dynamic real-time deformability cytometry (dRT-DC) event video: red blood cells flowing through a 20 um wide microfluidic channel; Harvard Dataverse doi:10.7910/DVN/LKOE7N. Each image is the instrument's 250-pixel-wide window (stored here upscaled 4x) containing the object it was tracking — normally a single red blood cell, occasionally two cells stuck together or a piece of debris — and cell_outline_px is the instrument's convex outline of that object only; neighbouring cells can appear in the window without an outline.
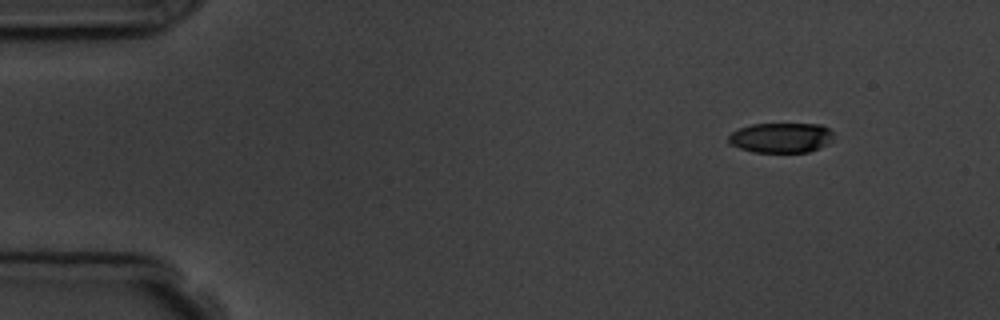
{"species": "common noctule bat (a hibernating species)", "species_latin": "Nyctalus noctula", "temperature_condition": "room temperature", "stored_images_in_passage": 4, "segment_of_instrument_passage": [1, 2], "camera_frame_rate_fps": 3000, "um_per_image_px": 0.085, "animal": {"sex": "male", "body_mass_g": 19.5, "forearm_length_mm": 54.6}, "frame": {"image": 1, "passage_image": 1, "time_ms": 0.0, "image_size_px": [1000, 320], "cell_outline_px": [[832, 136], [828, 144], [820, 148], [808, 152], [756, 152], [740, 148], [728, 144], [728, 136], [732, 132], [740, 128], [752, 124], [820, 124], [828, 128], [832, 132]], "centroid_in_image_um": [66.37, 11.71], "position_along_channel_um": 18.6, "area_um2": 18.32}}